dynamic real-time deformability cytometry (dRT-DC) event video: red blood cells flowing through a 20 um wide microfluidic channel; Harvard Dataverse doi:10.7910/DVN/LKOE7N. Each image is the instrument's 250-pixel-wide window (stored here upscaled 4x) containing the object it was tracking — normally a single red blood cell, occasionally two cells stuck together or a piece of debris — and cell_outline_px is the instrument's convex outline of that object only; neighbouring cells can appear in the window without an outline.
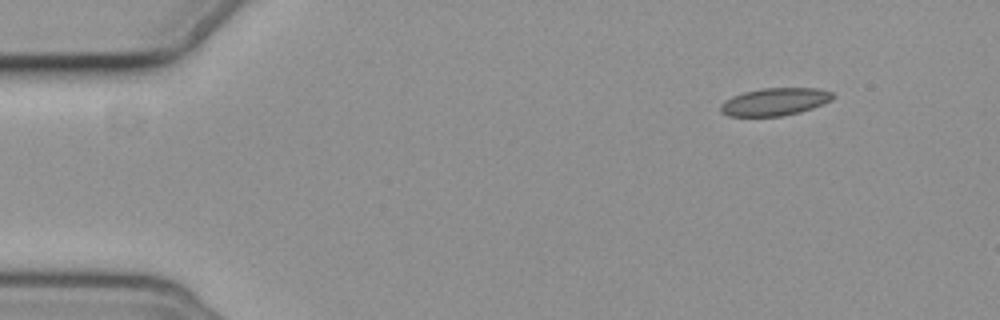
{"species": "common noctule bat (a hibernating species)", "species_latin": "Nyctalus noctula", "temperature_condition": "cold", "stored_images_in_passage": 4, "camera_frame_rate_fps": 3000, "um_per_image_px": 0.085, "animal": {"sex": "female", "body_mass_g": 19.3, "forearm_length_mm": 54.1}, "frame": {"image": 1, "passage_image": 1, "time_ms": 0.0, "image_size_px": [1000, 320], "cell_outline_px": [[836, 96], [832, 100], [812, 108], [800, 112], [784, 116], [728, 116], [720, 112], [720, 104], [724, 100], [732, 96], [744, 92], [760, 88], [820, 88], [832, 92]], "centroid_in_image_um": [65.86, 8.64], "position_along_channel_um": 19.1, "area_um2": 18.26}}